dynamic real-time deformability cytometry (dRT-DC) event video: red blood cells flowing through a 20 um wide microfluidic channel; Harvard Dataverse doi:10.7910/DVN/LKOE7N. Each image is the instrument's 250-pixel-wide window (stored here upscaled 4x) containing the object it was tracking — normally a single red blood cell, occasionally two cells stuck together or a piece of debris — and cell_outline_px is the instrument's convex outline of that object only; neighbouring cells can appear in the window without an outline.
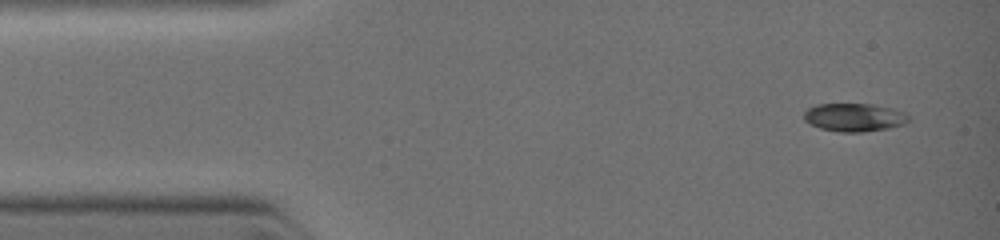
{"species": "common noctule bat (a hibernating species)", "species_latin": "Nyctalus noctula", "temperature_condition": "warm", "stored_images_in_passage": 7, "camera_frame_rate_fps": 3000, "um_per_image_px": 0.085, "animal": {"sex": "female", "body_mass_g": 19.0, "forearm_length_mm": 51.5}, "frame": {"image": 1, "passage_image": 1, "time_ms": 0.0, "image_size_px": [1000, 240], "cell_outline_px": [[912, 120], [904, 124], [888, 128], [864, 132], [840, 132], [820, 128], [804, 120], [804, 112], [808, 108], [816, 104], [872, 104], [904, 112]], "centroid_in_image_um": [72.61, 9.98], "position_along_channel_um": 12.4, "area_um2": 17.11}}
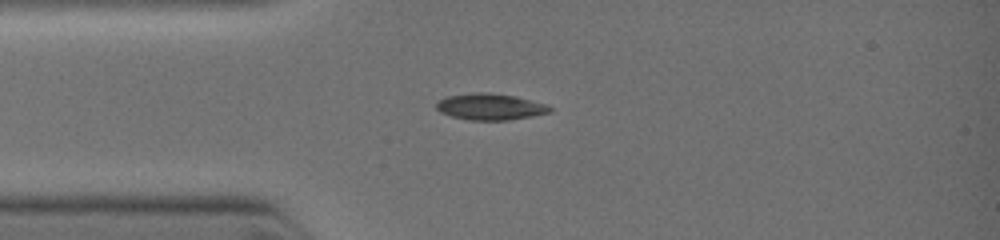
{"frame": {"image": 2, "passage_image": 5, "time_ms": 2.0, "image_size_px": [1000, 240], "cell_outline_px": [[552, 112], [532, 116], [508, 120], [472, 120], [452, 116], [440, 112], [436, 108], [436, 104], [440, 100], [448, 96], [476, 92], [488, 92], [516, 96], [548, 104], [552, 108]], "centroid_in_image_um": [41.72, 9.07], "position_along_channel_um": 43.3, "area_um2": 17.46}}
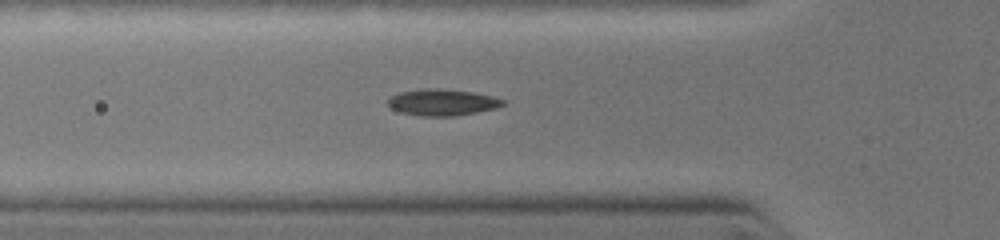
{"frame": {"image": 3, "passage_image": 7, "time_ms": 3.0, "image_size_px": [1000, 240], "cell_outline_px": [[504, 104], [496, 108], [456, 116], [424, 116], [400, 112], [392, 108], [388, 104], [388, 100], [392, 96], [400, 92], [428, 88], [436, 88], [472, 92], [492, 96], [504, 100]], "centroid_in_image_um": [37.6, 8.7], "position_along_channel_um": 88.2, "area_um2": 17.46}}